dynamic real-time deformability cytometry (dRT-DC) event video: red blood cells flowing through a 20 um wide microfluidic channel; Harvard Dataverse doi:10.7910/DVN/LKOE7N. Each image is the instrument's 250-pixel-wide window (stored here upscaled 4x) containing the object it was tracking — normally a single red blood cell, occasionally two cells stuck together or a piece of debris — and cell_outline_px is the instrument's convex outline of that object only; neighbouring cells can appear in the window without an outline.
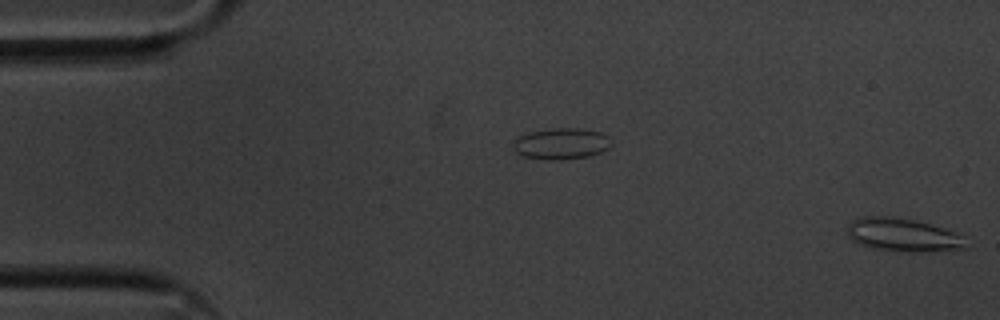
{"species": "common noctule bat (a hibernating species)", "species_latin": "Nyctalus noctula", "temperature_condition": "cold", "stored_images_in_passage": 12, "segment_of_instrument_passage": [2, 2], "camera_frame_rate_fps": 3000, "um_per_image_px": 0.085, "animal": {"sex": "male", "body_mass_g": 20.1, "forearm_length_mm": 53.5}, "frame": {"image": 1, "passage_image": 12, "time_ms": 3.667, "image_size_px": [1000, 320], "cell_outline_px": [[968, 248], [932, 252], [908, 252], [872, 248], [860, 244], [852, 240], [848, 236], [848, 224], [852, 220], [860, 216], [892, 216], [932, 224], [960, 232]], "centroid_in_image_um": [76.79, 19.97], "position_along_channel_um": 8.2, "area_um2": 23.41}}